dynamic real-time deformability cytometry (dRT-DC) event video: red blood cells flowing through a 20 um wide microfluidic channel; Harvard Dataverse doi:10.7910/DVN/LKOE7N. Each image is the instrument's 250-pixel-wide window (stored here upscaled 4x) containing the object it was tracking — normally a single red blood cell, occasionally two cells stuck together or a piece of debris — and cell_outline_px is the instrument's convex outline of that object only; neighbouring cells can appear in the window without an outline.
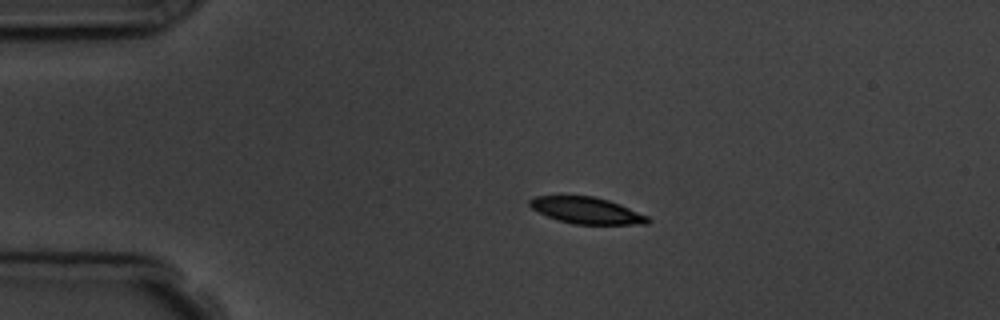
{"species": "common noctule bat (a hibernating species)", "species_latin": "Nyctalus noctula", "temperature_condition": "room temperature", "stored_images_in_passage": 5, "camera_frame_rate_fps": 3000, "um_per_image_px": 0.085, "animal": {"sex": "male", "body_mass_g": 19.5, "forearm_length_mm": 54.6}, "frame": {"image": 1, "passage_image": 1, "time_ms": 0.0, "image_size_px": [1000, 320], "cell_outline_px": [[652, 220], [648, 224], [572, 224], [556, 220], [532, 208], [528, 204], [528, 200], [536, 196], [592, 196], [608, 200], [620, 204], [648, 216]], "centroid_in_image_um": [49.87, 17.9], "position_along_channel_um": 35.1, "area_um2": 18.21}}
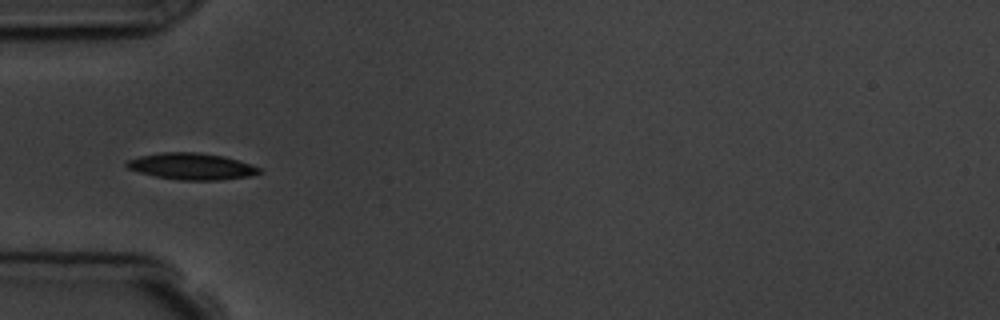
{"frame": {"image": 2, "passage_image": 3, "time_ms": 2.0, "image_size_px": [1000, 320], "cell_outline_px": [[264, 172], [252, 176], [220, 180], [180, 180], [156, 176], [140, 172], [128, 168], [124, 164], [124, 160], [140, 156], [164, 152], [200, 152], [224, 156], [240, 160], [252, 164], [260, 168]], "centroid_in_image_um": [16.33, 14.13], "position_along_channel_um": 68.7, "area_um2": 20.75}}